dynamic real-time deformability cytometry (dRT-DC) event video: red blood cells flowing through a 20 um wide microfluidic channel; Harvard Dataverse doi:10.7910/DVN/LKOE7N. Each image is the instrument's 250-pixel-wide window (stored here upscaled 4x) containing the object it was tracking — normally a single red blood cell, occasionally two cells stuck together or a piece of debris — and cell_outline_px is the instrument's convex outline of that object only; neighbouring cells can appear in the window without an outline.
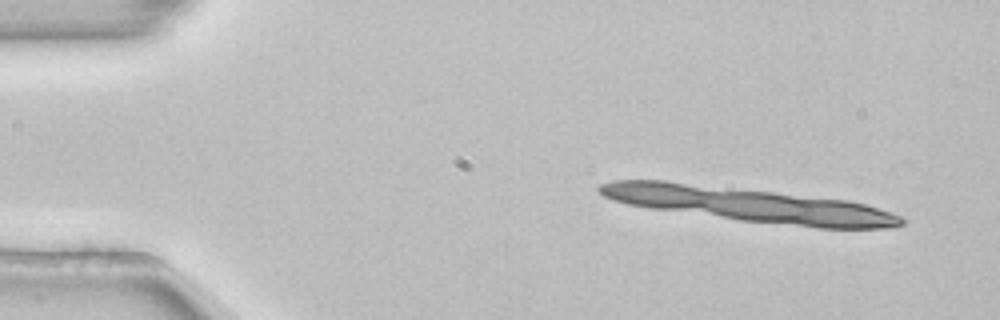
{"species": "common noctule bat (a hibernating species)", "species_latin": "Nyctalus noctula", "temperature_condition": "room temperature", "stored_images_in_passage": 3, "camera_frame_rate_fps": 3000, "um_per_image_px": 0.085, "animal": {"sex": "female", "body_mass_g": 22.7, "forearm_length_mm": 54.2}, "frame": {"image": 1, "passage_image": 1, "time_ms": 0.0, "image_size_px": [1000, 320], "cell_outline_px": [[892, 224], [812, 224], [772, 220], [736, 216], [724, 212], [760, 196], [776, 196], [852, 204], [868, 208], [880, 212]], "centroid_in_image_um": [68.63, 17.98], "position_along_channel_um": 16.4, "area_um2": 22.43}}